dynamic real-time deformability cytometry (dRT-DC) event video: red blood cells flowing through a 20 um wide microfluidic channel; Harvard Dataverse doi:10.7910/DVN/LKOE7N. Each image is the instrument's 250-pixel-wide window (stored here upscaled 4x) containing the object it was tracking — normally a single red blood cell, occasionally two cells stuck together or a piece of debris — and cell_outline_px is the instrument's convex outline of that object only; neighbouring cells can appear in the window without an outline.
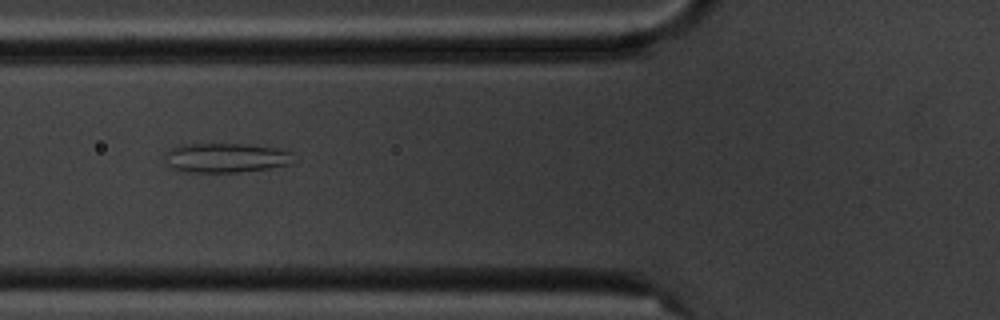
{"species": "common noctule bat (a hibernating species)", "species_latin": "Nyctalus noctula", "temperature_condition": "cold", "stored_images_in_passage": 4, "camera_frame_rate_fps": 3000, "um_per_image_px": 0.085, "animal": {"sex": "male", "body_mass_g": 20.1, "forearm_length_mm": 53.5}, "frame": {"image": 1, "passage_image": 2, "time_ms": 1.333, "image_size_px": [1000, 320], "cell_outline_px": [[292, 164], [268, 168], [240, 172], [184, 172], [172, 168], [168, 164], [164, 156], [164, 152], [176, 144], [244, 144], [276, 148], [292, 152]], "centroid_in_image_um": [19.14, 13.41], "position_along_channel_um": 106.7, "area_um2": 22.25}}